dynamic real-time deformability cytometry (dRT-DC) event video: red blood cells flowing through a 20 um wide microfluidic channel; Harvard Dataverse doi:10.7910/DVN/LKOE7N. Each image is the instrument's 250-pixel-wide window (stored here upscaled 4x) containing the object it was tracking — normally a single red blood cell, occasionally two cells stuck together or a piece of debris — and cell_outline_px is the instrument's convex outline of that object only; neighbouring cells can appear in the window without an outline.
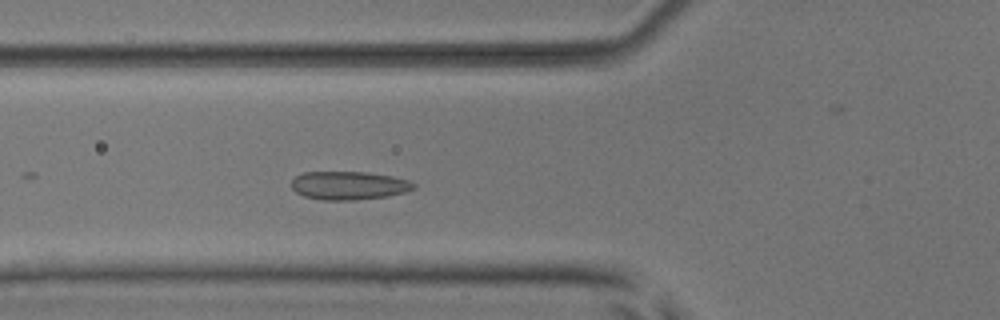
{"species": "common noctule bat (a hibernating species)", "species_latin": "Nyctalus noctula", "temperature_condition": "room temperature", "stored_images_in_passage": 50, "camera_frame_rate_fps": 3000, "um_per_image_px": 0.085, "animal": {"sex": "male", "body_mass_g": 17.9, "forearm_length_mm": 54.2}, "frame": {"image": 1, "passage_image": 18, "time_ms": 5.667, "image_size_px": [1000, 320], "cell_outline_px": [[416, 188], [404, 192], [388, 196], [352, 200], [324, 200], [304, 196], [296, 192], [292, 188], [292, 180], [296, 176], [304, 172], [364, 172], [392, 176], [408, 180], [416, 184]], "centroid_in_image_um": [29.66, 15.76], "position_along_channel_um": 96.1, "area_um2": 20.11}}
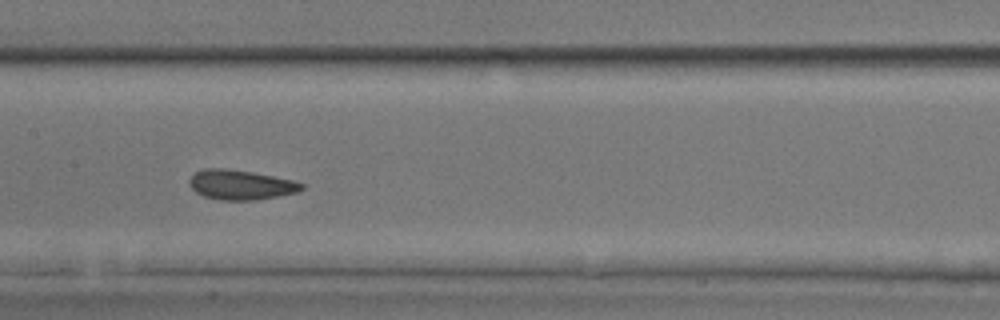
{"frame": {"image": 2, "passage_image": 25, "time_ms": 8.0, "image_size_px": [1000, 320], "cell_outline_px": [[304, 188], [300, 192], [256, 200], [220, 200], [204, 196], [196, 192], [188, 184], [188, 180], [196, 172], [204, 168], [228, 168], [252, 172], [292, 180], [304, 184]], "centroid_in_image_um": [20.46, 15.71], "position_along_channel_um": 186.9, "area_um2": 19.54}}
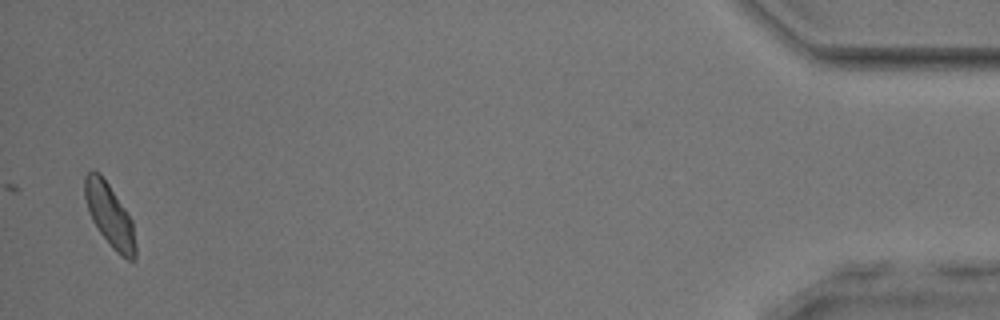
{"frame": {"image": 3, "passage_image": 50, "time_ms": 16.333, "image_size_px": [1000, 320], "cell_outline_px": [[136, 256], [132, 260], [128, 260], [120, 256], [112, 248], [100, 232], [92, 220], [84, 196], [84, 176], [92, 168], [100, 172], [132, 220], [136, 244]], "centroid_in_image_um": [9.31, 18.29], "position_along_channel_um": 425.9, "area_um2": 18.55}, "authors_computed_cell_mechanics": {"area_um2": 19.2474, "velocity_mm_per_s": 3.8885, "shape_relaxation_time_tau1_ms": 4.4892, "shape_relaxation_time_tau2_ms": 2.764, "deformation_change_tau1": 0.0834, "deformation_change_tau2": 0.0537}}